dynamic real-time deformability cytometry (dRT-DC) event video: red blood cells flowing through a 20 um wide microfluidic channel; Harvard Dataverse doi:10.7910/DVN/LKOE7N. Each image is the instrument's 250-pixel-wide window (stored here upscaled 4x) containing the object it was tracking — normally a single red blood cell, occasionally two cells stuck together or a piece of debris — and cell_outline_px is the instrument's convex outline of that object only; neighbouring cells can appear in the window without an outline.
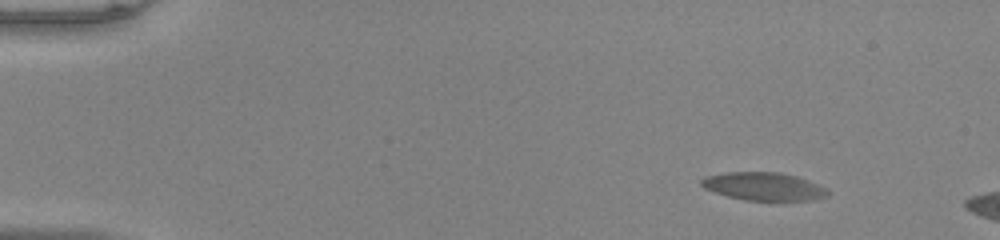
{"species": "common noctule bat (a hibernating species)", "species_latin": "Nyctalus noctula", "temperature_condition": "warm", "stored_images_in_passage": 54, "camera_frame_rate_fps": 3000, "um_per_image_px": 0.085, "animal": {"sex": "male", "body_mass_g": 20.0, "forearm_length_mm": 53.3}, "frame": {"image": 1, "passage_image": 6, "time_ms": 1.667, "image_size_px": [1000, 240], "cell_outline_px": [[828, 196], [812, 200], [744, 200], [728, 196], [704, 188], [700, 184], [700, 180], [704, 176], [728, 172], [780, 172], [796, 176], [816, 184], [824, 188], [828, 192]], "centroid_in_image_um": [64.87, 15.84], "position_along_channel_um": 20.1, "area_um2": 20.4}}
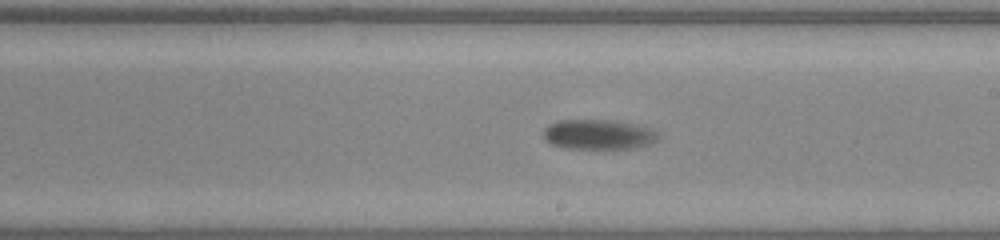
{"frame": {"image": 2, "passage_image": 32, "time_ms": 10.333, "image_size_px": [1000, 240], "cell_outline_px": [[656, 140], [648, 144], [632, 148], [568, 148], [552, 144], [544, 136], [544, 128], [548, 124], [560, 120], [608, 120], [632, 124], [648, 128], [656, 132]], "centroid_in_image_um": [50.81, 11.42], "position_along_channel_um": 238.2, "area_um2": 19.42}}
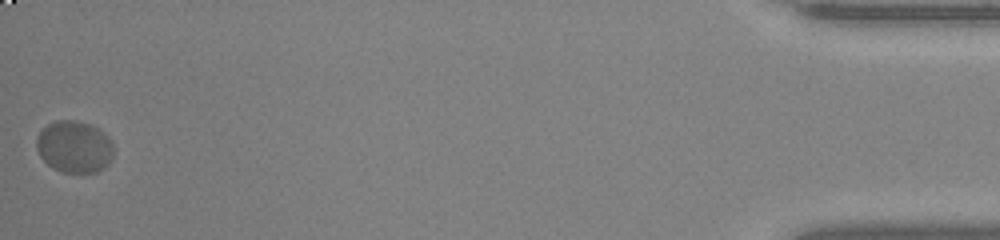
{"frame": {"image": 3, "passage_image": 54, "time_ms": 17.667, "image_size_px": [1000, 240], "cell_outline_px": [[112, 156], [108, 164], [104, 168], [96, 172], [80, 176], [64, 172], [52, 168], [40, 156], [36, 148], [36, 136], [48, 124], [56, 120], [76, 120], [92, 124], [100, 128], [112, 140]], "centroid_in_image_um": [6.33, 12.5], "position_along_channel_um": 428.9, "area_um2": 23.99}, "authors_computed_cell_mechanics": {"area_um2": 21.0103, "velocity_mm_per_s": 3.8274, "shape_relaxation_time_tau1_ms": 2.2812, "shape_relaxation_time_tau2_ms": null, "deformation_change_tau1": 0.109, "deformation_change_tau2": null}}